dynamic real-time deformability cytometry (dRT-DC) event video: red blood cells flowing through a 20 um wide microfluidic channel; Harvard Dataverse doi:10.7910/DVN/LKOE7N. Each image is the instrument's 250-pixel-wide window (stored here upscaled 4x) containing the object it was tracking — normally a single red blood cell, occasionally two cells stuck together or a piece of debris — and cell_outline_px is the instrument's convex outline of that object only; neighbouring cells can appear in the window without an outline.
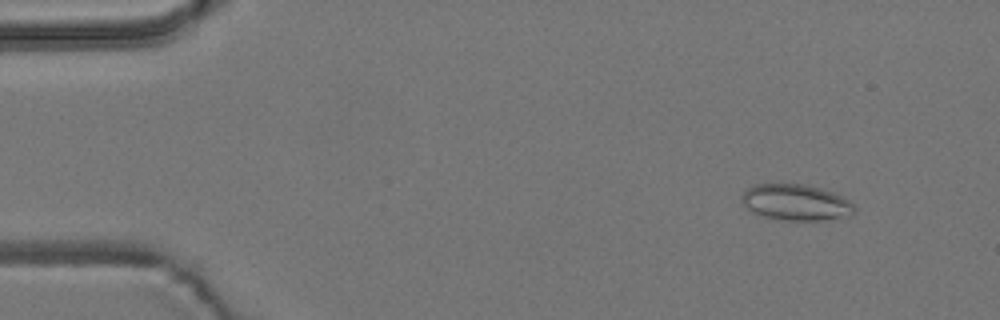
{"species": "common noctule bat (a hibernating species)", "species_latin": "Nyctalus noctula", "temperature_condition": "room temperature", "stored_images_in_passage": 5, "camera_frame_rate_fps": 3000, "um_per_image_px": 0.085, "animal": {"sex": "male", "body_mass_g": 19.2, "forearm_length_mm": 51.8}, "frame": {"image": 1, "passage_image": 2, "time_ms": 1.333, "image_size_px": [1000, 320], "cell_outline_px": [[856, 208], [848, 216], [820, 220], [784, 220], [764, 216], [752, 212], [740, 200], [744, 192], [748, 188], [756, 184], [800, 184], [820, 188], [832, 192], [848, 200]], "centroid_in_image_um": [67.63, 17.2], "position_along_channel_um": 17.4, "area_um2": 23.29}}